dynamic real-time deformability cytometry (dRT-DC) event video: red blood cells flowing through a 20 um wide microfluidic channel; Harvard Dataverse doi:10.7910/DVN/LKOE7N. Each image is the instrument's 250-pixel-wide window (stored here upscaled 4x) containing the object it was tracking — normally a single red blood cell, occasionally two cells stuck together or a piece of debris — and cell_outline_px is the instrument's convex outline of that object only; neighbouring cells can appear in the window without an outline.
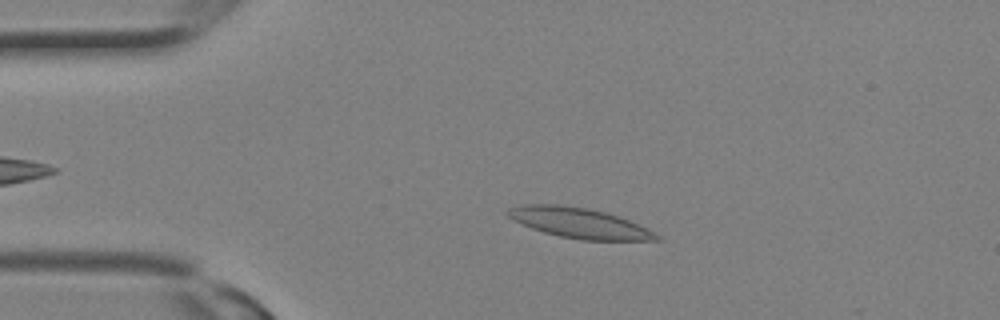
{"species": "Egyptian fruit bat (a non-hibernating species)", "species_latin": "Rousettus aegyptiacus", "temperature_condition": "room temperature", "stored_images_in_passage": 14, "camera_frame_rate_fps": 3000, "um_per_image_px": 0.085, "animal": {"sex": "female"}, "frame": {"image": 1, "passage_image": 6, "time_ms": 1.667, "image_size_px": [1000, 320], "cell_outline_px": [[664, 240], [580, 240], [560, 236], [544, 232], [532, 228], [508, 216], [504, 212], [508, 208], [524, 204], [560, 204], [588, 208], [620, 216], [648, 228], [656, 232]], "centroid_in_image_um": [49.28, 18.95], "position_along_channel_um": 35.7, "area_um2": 26.24}}
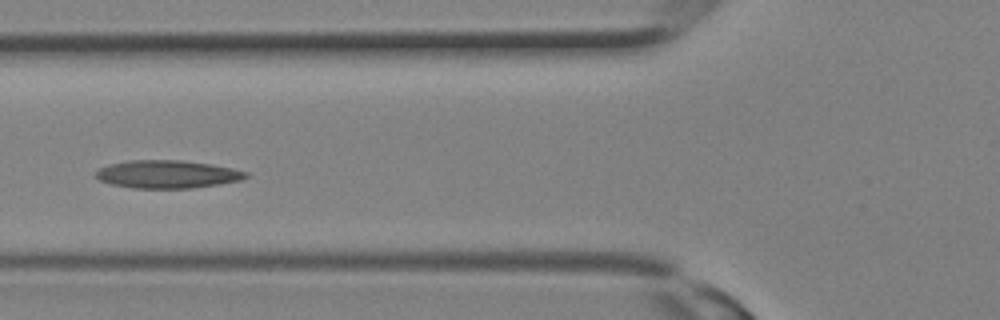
{"frame": {"image": 2, "passage_image": 11, "time_ms": 3.333, "image_size_px": [1000, 320], "cell_outline_px": [[248, 176], [240, 180], [192, 188], [132, 188], [112, 184], [100, 180], [96, 176], [96, 172], [100, 168], [108, 164], [128, 160], [180, 160], [208, 164], [232, 168], [248, 172]], "centroid_in_image_um": [14.19, 14.8], "position_along_channel_um": 111.6, "area_um2": 24.16}}
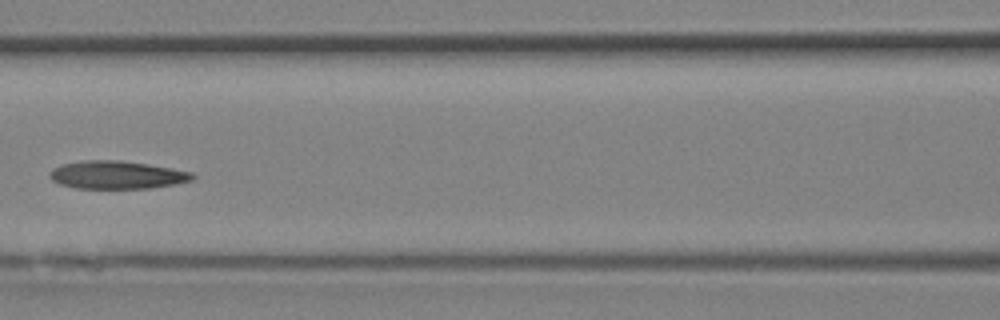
{"frame": {"image": 3, "passage_image": 13, "time_ms": 4.0, "image_size_px": [1000, 320], "cell_outline_px": [[196, 176], [192, 180], [176, 184], [148, 188], [76, 188], [60, 184], [52, 180], [48, 176], [48, 172], [52, 168], [60, 164], [80, 160], [120, 160], [148, 164], [172, 168], [192, 172]], "centroid_in_image_um": [9.9, 14.85], "position_along_channel_um": 156.7, "area_um2": 23.47}}